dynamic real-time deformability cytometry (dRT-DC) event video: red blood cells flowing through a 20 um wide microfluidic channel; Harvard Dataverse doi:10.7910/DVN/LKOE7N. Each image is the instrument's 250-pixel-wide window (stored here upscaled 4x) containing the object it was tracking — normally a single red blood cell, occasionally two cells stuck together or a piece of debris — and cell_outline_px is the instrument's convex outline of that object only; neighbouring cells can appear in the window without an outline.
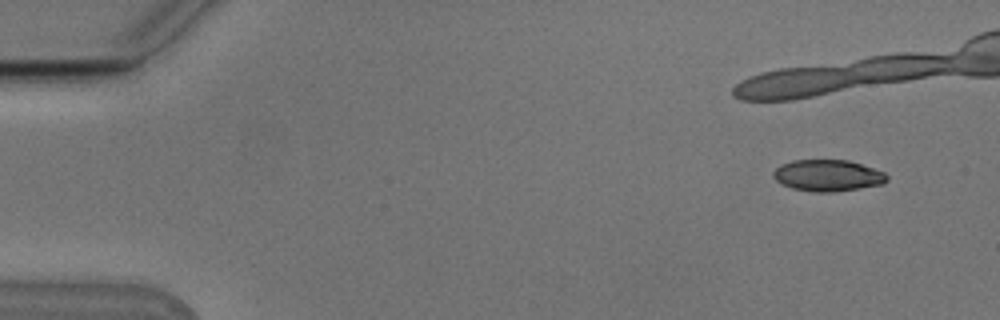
{"species": "Egyptian fruit bat (a non-hibernating species)", "species_latin": "Rousettus aegyptiacus", "temperature_condition": "cold", "stored_images_in_passage": 23, "camera_frame_rate_fps": 3000, "um_per_image_px": 0.085, "animal": {"sex": "male"}, "frame": {"image": 1, "passage_image": 4, "time_ms": 1.0, "image_size_px": [1000, 320], "cell_outline_px": [[888, 180], [880, 184], [860, 188], [836, 192], [812, 192], [792, 188], [780, 184], [772, 176], [772, 172], [780, 164], [792, 160], [848, 160], [884, 172], [888, 176]], "centroid_in_image_um": [70.31, 14.92], "position_along_channel_um": 14.7, "area_um2": 20.92}}